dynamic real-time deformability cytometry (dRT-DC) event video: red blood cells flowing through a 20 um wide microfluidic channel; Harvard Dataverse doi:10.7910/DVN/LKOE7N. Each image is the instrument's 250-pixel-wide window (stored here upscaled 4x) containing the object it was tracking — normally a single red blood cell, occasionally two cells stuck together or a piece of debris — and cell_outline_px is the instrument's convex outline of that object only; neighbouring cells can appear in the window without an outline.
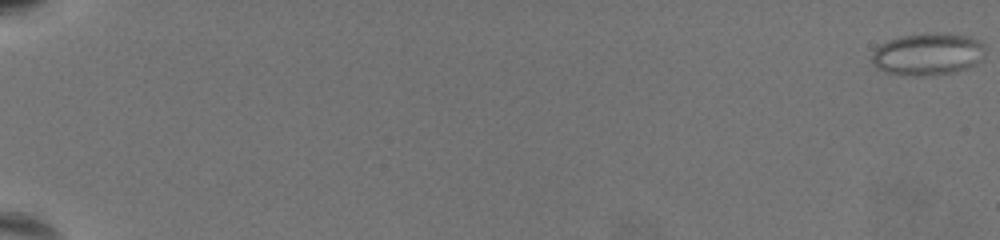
{"species": "common noctule bat (a hibernating species)", "species_latin": "Nyctalus noctula", "temperature_condition": "warm", "stored_images_in_passage": 71, "camera_frame_rate_fps": 3000, "um_per_image_px": 0.085, "animal": {"sex": "female", "body_mass_g": 19.5, "forearm_length_mm": 54.1}, "frame": {"image": 1, "passage_image": 1, "time_ms": 0.0, "image_size_px": [1000, 240], "cell_outline_px": [[984, 56], [976, 64], [968, 68], [956, 72], [928, 76], [904, 76], [884, 72], [876, 68], [872, 64], [872, 52], [880, 44], [888, 40], [900, 36], [936, 32], [944, 32], [968, 36], [980, 40], [984, 44]], "centroid_in_image_um": [78.86, 4.61], "position_along_channel_um": 6.1, "area_um2": 28.55}}
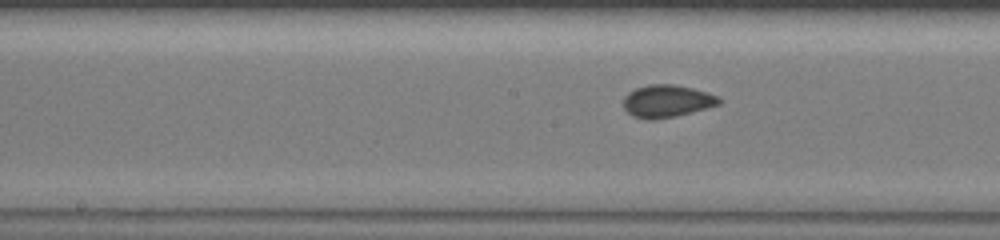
{"frame": {"image": 2, "passage_image": 41, "time_ms": 13.333, "image_size_px": [1000, 240], "cell_outline_px": [[720, 104], [692, 112], [676, 116], [656, 120], [644, 120], [632, 116], [624, 108], [624, 96], [628, 92], [636, 88], [648, 84], [676, 84], [708, 92], [716, 96], [720, 100]], "centroid_in_image_um": [56.65, 8.6], "position_along_channel_um": 191.5, "area_um2": 18.21}}
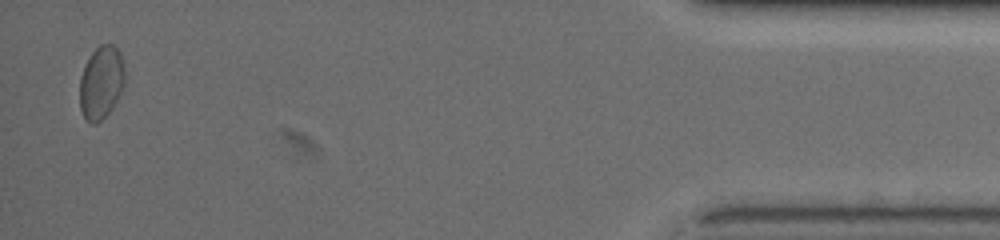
{"frame": {"image": 3, "passage_image": 70, "time_ms": 23.0, "image_size_px": [1000, 240], "cell_outline_px": [[128, 76], [124, 88], [112, 108], [96, 124], [92, 124], [84, 120], [80, 108], [80, 76], [84, 64], [92, 52], [100, 44], [112, 44], [120, 52]], "centroid_in_image_um": [8.63, 7.0], "position_along_channel_um": 426.6, "area_um2": 19.77}, "authors_computed_cell_mechanics": {"area_um2": 18.0336, "velocity_mm_per_s": 3.1524, "shape_relaxation_time_tau1_ms": null, "shape_relaxation_time_tau2_ms": 1.6817, "deformation_change_tau1": null, "deformation_change_tau2": 0.0421}}